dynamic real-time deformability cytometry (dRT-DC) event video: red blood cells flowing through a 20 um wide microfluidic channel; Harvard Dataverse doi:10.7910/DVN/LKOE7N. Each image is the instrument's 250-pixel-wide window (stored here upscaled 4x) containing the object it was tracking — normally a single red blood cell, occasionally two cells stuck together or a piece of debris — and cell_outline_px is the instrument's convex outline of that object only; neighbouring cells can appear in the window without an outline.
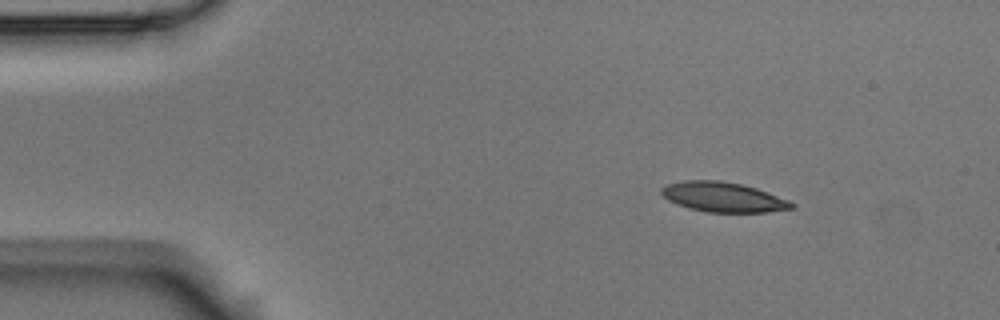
{"species": "Egyptian fruit bat (a non-hibernating species)", "species_latin": "Rousettus aegyptiacus", "temperature_condition": "room temperature", "stored_images_in_passage": 4, "camera_frame_rate_fps": 3000, "um_per_image_px": 0.085, "animal": {"sex": "male"}, "frame": {"image": 1, "passage_image": 1, "time_ms": 0.0, "image_size_px": [1000, 320], "cell_outline_px": [[796, 204], [792, 208], [768, 212], [704, 212], [688, 208], [676, 204], [668, 200], [660, 192], [660, 188], [668, 184], [680, 180], [720, 180], [744, 184], [756, 188], [788, 200]], "centroid_in_image_um": [61.43, 16.74], "position_along_channel_um": 23.6, "area_um2": 22.77}}
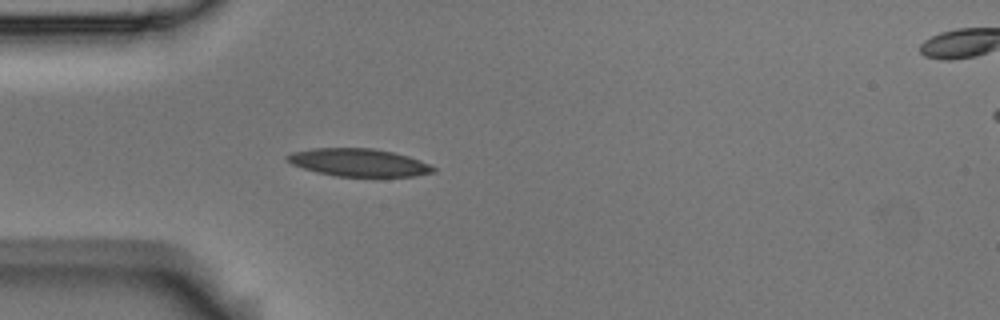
{"frame": {"image": 2, "passage_image": 3, "time_ms": 0.667, "image_size_px": [1000, 320], "cell_outline_px": [[436, 172], [412, 176], [336, 176], [316, 172], [292, 164], [284, 160], [284, 156], [292, 152], [312, 148], [372, 148], [392, 152], [408, 156], [420, 160], [436, 168]], "centroid_in_image_um": [30.45, 13.81], "position_along_channel_um": 54.5, "area_um2": 23.58}}